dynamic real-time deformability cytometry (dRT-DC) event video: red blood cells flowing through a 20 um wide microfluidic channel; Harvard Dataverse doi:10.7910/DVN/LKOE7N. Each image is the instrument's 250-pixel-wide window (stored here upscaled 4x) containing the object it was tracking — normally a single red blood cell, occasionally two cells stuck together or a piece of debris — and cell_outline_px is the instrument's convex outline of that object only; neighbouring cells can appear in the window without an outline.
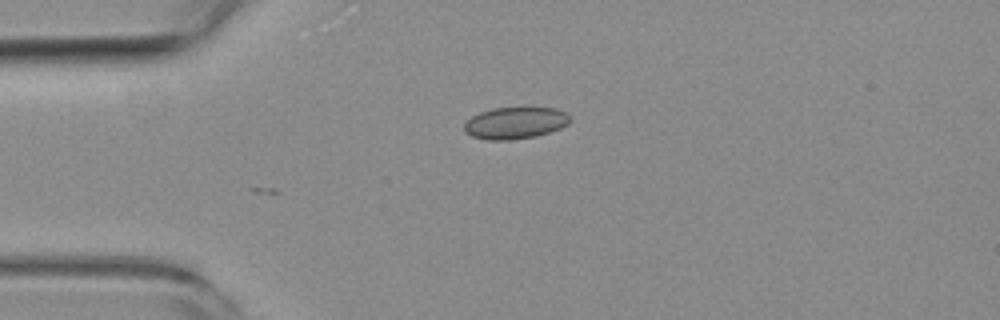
{"species": "common noctule bat (a hibernating species)", "species_latin": "Nyctalus noctula", "temperature_condition": "room temperature", "stored_images_in_passage": 13, "camera_frame_rate_fps": 3000, "um_per_image_px": 0.085, "animal": {"sex": "female", "body_mass_g": 19.3, "forearm_length_mm": 54.1}, "frame": {"image": 1, "passage_image": 1, "time_ms": 0.0, "image_size_px": [1000, 320], "cell_outline_px": [[572, 120], [568, 124], [560, 128], [536, 136], [508, 140], [488, 140], [472, 136], [464, 132], [464, 124], [472, 116], [480, 112], [492, 108], [556, 108], [568, 112], [572, 116]], "centroid_in_image_um": [43.83, 10.44], "position_along_channel_um": 41.2, "area_um2": 19.71}}
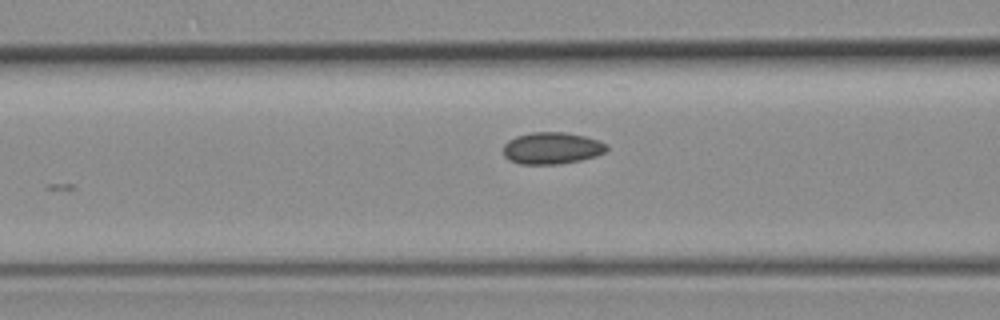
{"frame": {"image": 2, "passage_image": 9, "time_ms": 2.667, "image_size_px": [1000, 320], "cell_outline_px": [[608, 148], [604, 152], [596, 156], [580, 160], [560, 164], [520, 164], [508, 160], [504, 156], [504, 144], [508, 140], [516, 136], [532, 132], [564, 132], [584, 136], [608, 144]], "centroid_in_image_um": [46.89, 12.6], "position_along_channel_um": 119.7, "area_um2": 19.19}}
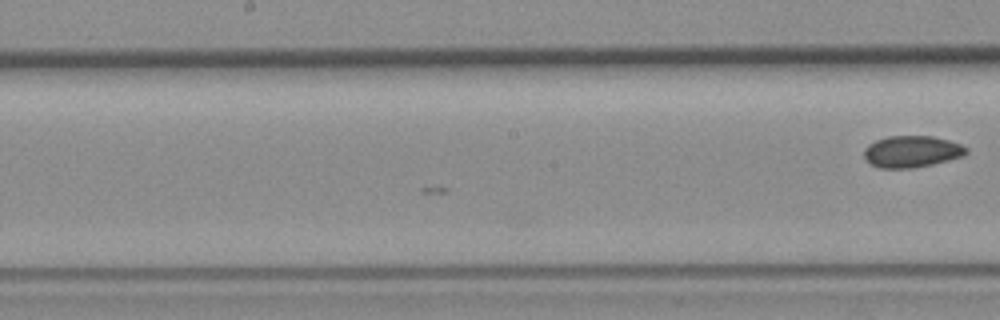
{"frame": {"image": 3, "passage_image": 13, "time_ms": 4.0, "image_size_px": [1000, 320], "cell_outline_px": [[968, 152], [964, 156], [932, 164], [912, 168], [880, 168], [872, 164], [864, 156], [864, 148], [868, 144], [876, 140], [888, 136], [932, 136], [948, 140], [960, 144], [968, 148]], "centroid_in_image_um": [77.51, 12.88], "position_along_channel_um": 170.7, "area_um2": 18.79}}